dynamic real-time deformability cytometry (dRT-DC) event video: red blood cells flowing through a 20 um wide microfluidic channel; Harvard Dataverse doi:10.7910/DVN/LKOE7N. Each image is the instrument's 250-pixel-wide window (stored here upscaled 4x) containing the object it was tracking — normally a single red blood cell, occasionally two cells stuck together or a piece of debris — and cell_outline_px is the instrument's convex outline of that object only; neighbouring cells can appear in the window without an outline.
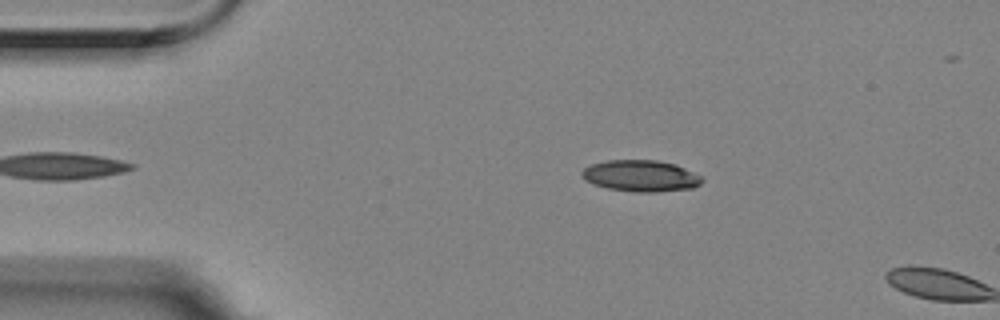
{"species": "Egyptian fruit bat (a non-hibernating species)", "species_latin": "Rousettus aegyptiacus", "temperature_condition": "room temperature", "stored_images_in_passage": 2, "camera_frame_rate_fps": 3000, "um_per_image_px": 0.085, "animal": {"sex": "female"}, "frame": {"image": 1, "passage_image": 1, "time_ms": 0.0, "image_size_px": [1000, 320], "cell_outline_px": [[704, 180], [700, 184], [692, 188], [656, 192], [632, 192], [608, 188], [592, 184], [584, 180], [580, 176], [580, 172], [584, 168], [592, 164], [608, 160], [656, 160], [676, 164], [704, 176]], "centroid_in_image_um": [54.47, 14.95], "position_along_channel_um": 30.5, "area_um2": 22.31}}